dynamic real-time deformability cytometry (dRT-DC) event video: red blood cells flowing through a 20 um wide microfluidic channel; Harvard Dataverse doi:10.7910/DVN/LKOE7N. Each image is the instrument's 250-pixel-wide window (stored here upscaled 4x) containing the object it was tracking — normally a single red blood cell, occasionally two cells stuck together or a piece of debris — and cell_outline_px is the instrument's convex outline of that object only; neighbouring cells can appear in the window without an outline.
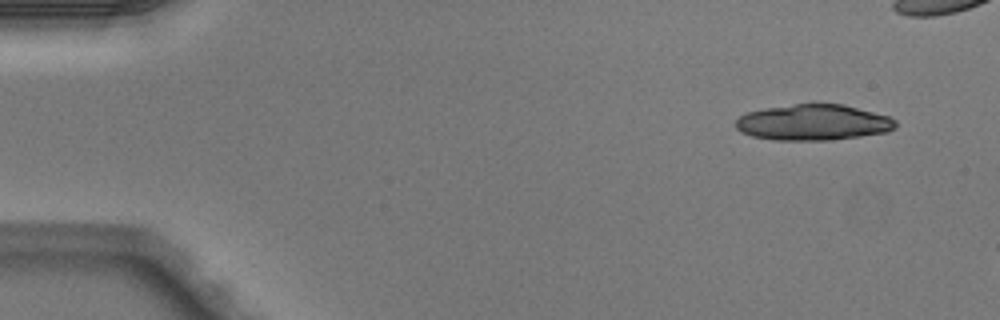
{"species": "Egyptian fruit bat (a non-hibernating species)", "species_latin": "Rousettus aegyptiacus", "temperature_condition": "warm", "stored_images_in_passage": 3, "camera_frame_rate_fps": 3000, "um_per_image_px": 0.085, "animal": {"sex": "male"}, "frame": {"image": 1, "passage_image": 1, "time_ms": 0.0, "image_size_px": [1000, 320], "cell_outline_px": [[896, 128], [888, 132], [832, 140], [772, 140], [752, 136], [740, 132], [736, 128], [736, 120], [740, 116], [748, 112], [764, 108], [796, 104], [844, 104], [888, 116], [896, 120]], "centroid_in_image_um": [69.13, 10.41], "position_along_channel_um": 15.9, "area_um2": 33.47}}